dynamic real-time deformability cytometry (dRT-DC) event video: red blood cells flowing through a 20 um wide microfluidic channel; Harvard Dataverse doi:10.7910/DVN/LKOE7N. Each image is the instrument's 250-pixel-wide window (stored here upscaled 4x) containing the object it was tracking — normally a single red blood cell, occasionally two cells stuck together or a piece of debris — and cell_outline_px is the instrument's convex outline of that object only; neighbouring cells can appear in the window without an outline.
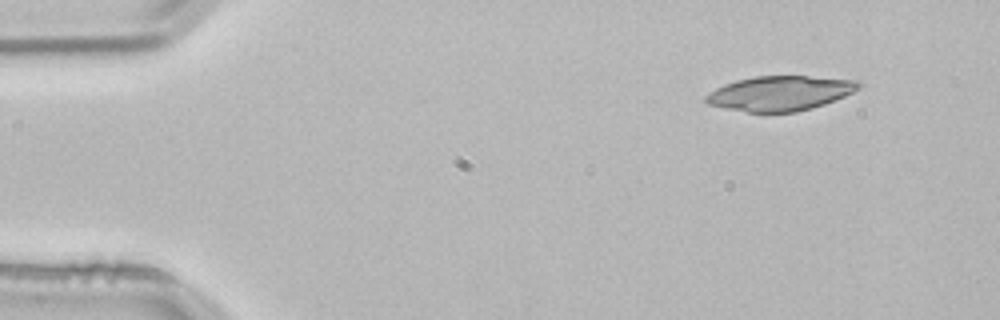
{"species": "common noctule bat (a hibernating species)", "species_latin": "Nyctalus noctula", "temperature_condition": "room temperature", "stored_images_in_passage": 3, "camera_frame_rate_fps": 3000, "um_per_image_px": 0.085, "animal": {"sex": "male", "body_mass_g": 21.5, "forearm_length_mm": 52.0}, "frame": {"image": 1, "passage_image": 1, "time_ms": 0.0, "image_size_px": [1000, 320], "cell_outline_px": [[864, 84], [860, 88], [844, 96], [824, 104], [812, 108], [796, 112], [748, 112], [724, 108], [708, 104], [704, 100], [704, 96], [716, 88], [724, 84], [736, 80], [756, 76], [808, 76], [860, 80]], "centroid_in_image_um": [66.32, 7.92], "position_along_channel_um": 18.7, "area_um2": 31.04}}